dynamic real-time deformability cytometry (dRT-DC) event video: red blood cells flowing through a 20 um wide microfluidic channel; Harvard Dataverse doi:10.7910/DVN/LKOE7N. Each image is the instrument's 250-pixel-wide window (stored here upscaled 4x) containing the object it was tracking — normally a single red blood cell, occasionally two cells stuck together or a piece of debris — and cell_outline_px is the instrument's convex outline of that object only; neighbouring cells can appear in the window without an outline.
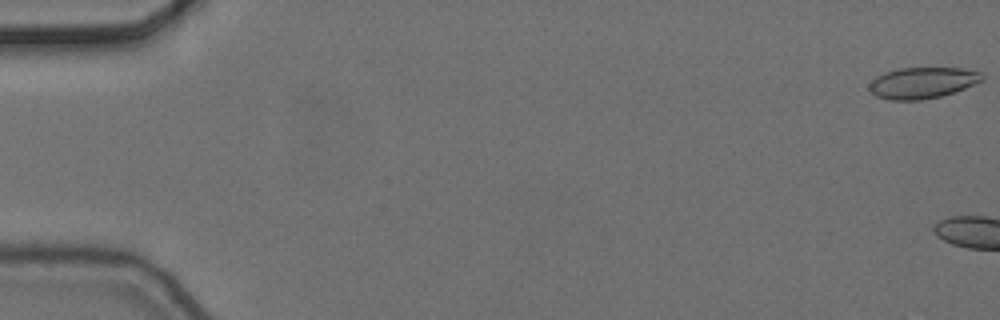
{"species": "common noctule bat (a hibernating species)", "species_latin": "Nyctalus noctula", "temperature_condition": "cold", "stored_images_in_passage": 6, "camera_frame_rate_fps": 3000, "um_per_image_px": 0.085, "animal": {"sex": "female", "body_mass_g": 24.6, "forearm_length_mm": 56.2}, "frame": {"image": 1, "passage_image": 1, "time_ms": 0.0, "image_size_px": [1000, 320], "cell_outline_px": [[984, 80], [964, 88], [940, 96], [920, 100], [888, 100], [876, 96], [868, 88], [868, 84], [876, 76], [900, 68], [960, 68], [984, 72]], "centroid_in_image_um": [78.41, 7.03], "position_along_channel_um": 6.6, "area_um2": 20.46}}
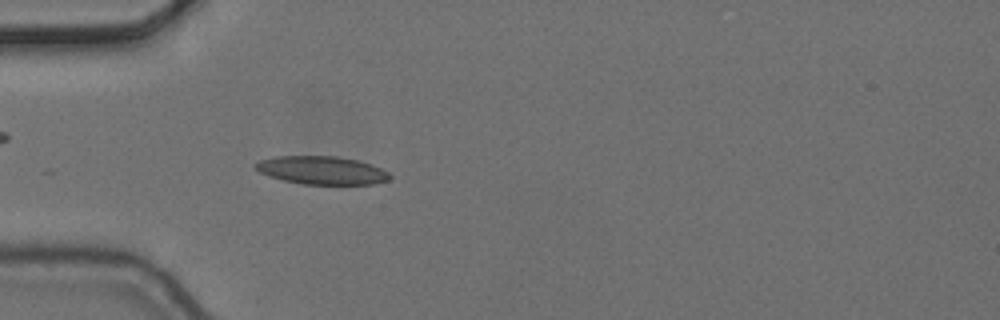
{"frame": {"image": 2, "passage_image": 6, "time_ms": 1.667, "image_size_px": [1000, 320], "cell_outline_px": [[392, 176], [388, 180], [372, 184], [304, 184], [284, 180], [268, 176], [260, 172], [252, 164], [260, 160], [276, 156], [336, 156], [356, 160], [372, 164], [388, 172]], "centroid_in_image_um": [27.34, 14.47], "position_along_channel_um": 57.7, "area_um2": 21.96}}